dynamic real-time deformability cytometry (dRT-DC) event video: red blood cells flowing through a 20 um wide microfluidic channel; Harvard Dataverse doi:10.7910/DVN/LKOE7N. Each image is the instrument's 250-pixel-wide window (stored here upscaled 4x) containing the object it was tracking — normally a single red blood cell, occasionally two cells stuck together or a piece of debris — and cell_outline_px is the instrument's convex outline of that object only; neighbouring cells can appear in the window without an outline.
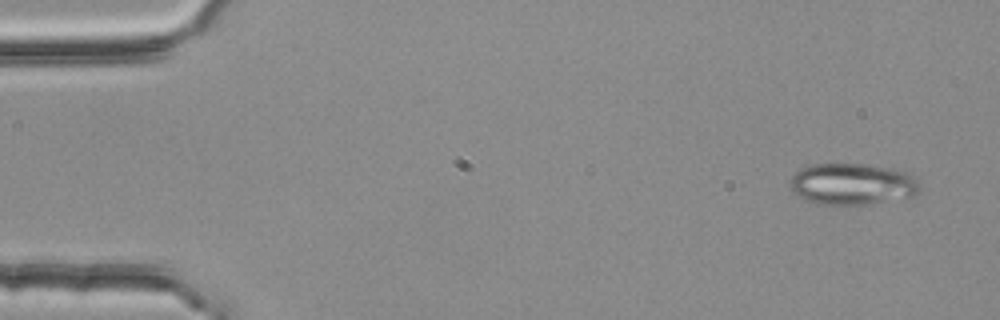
{"species": "common noctule bat (a hibernating species)", "species_latin": "Nyctalus noctula", "temperature_condition": "room temperature", "stored_images_in_passage": 3, "camera_frame_rate_fps": 3000, "um_per_image_px": 0.085, "animal": {"sex": "female", "body_mass_g": 25.1}, "frame": {"image": 1, "passage_image": 1, "time_ms": 0.0, "image_size_px": [1000, 320], "cell_outline_px": [[920, 192], [916, 196], [868, 204], [820, 204], [804, 200], [792, 192], [792, 176], [800, 168], [812, 164], [864, 164], [892, 168], [908, 172], [920, 180]], "centroid_in_image_um": [72.51, 15.64], "position_along_channel_um": 12.5, "area_um2": 31.62}}